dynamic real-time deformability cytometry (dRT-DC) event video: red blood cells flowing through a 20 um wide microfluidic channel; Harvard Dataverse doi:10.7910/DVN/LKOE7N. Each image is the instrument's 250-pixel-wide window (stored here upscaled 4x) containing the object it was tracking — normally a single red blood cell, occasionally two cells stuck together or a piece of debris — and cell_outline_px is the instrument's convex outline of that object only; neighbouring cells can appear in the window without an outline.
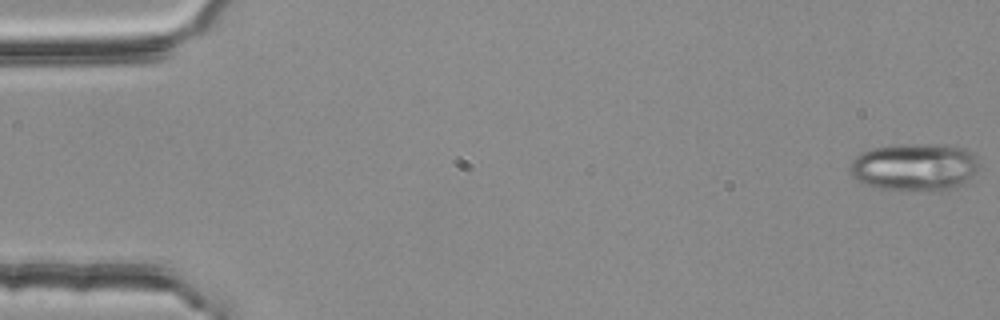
{"species": "common noctule bat (a hibernating species)", "species_latin": "Nyctalus noctula", "temperature_condition": "room temperature", "stored_images_in_passage": 55, "camera_frame_rate_fps": 3000, "um_per_image_px": 0.085, "animal": {"sex": "female", "body_mass_g": 25.1}, "frame": {"image": 1, "passage_image": 1, "time_ms": 0.0, "image_size_px": [1000, 320], "cell_outline_px": [[980, 168], [964, 184], [940, 192], [876, 188], [864, 184], [856, 180], [852, 176], [848, 164], [860, 152], [872, 148], [892, 144], [952, 144], [968, 148], [976, 156], [980, 164]], "centroid_in_image_um": [77.78, 14.18], "position_along_channel_um": 7.2, "area_um2": 36.99}}
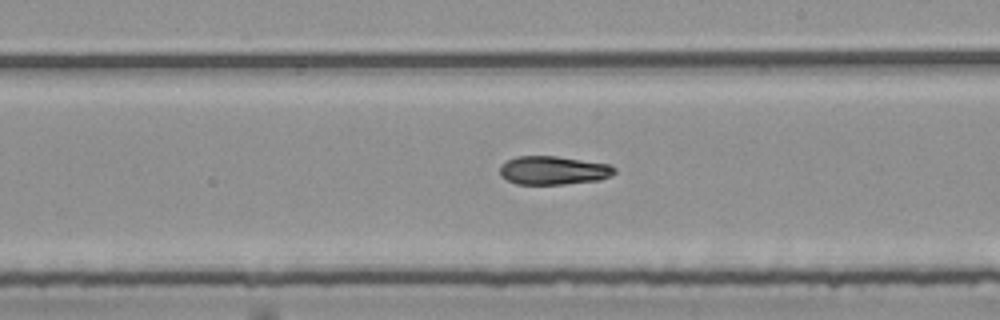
{"frame": {"image": 2, "passage_image": 32, "time_ms": 10.333, "image_size_px": [1000, 320], "cell_outline_px": [[616, 172], [612, 176], [600, 180], [564, 184], [516, 184], [500, 176], [500, 164], [516, 156], [556, 156], [608, 164], [616, 168]], "centroid_in_image_um": [47.04, 14.48], "position_along_channel_um": 242.0, "area_um2": 19.13}}
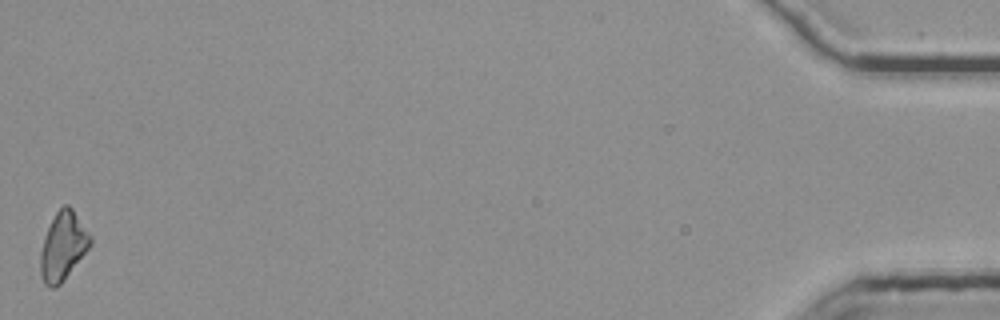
{"frame": {"image": 3, "passage_image": 55, "time_ms": 18.0, "image_size_px": [1000, 320], "cell_outline_px": [[92, 244], [60, 284], [56, 288], [52, 288], [44, 284], [40, 276], [40, 252], [44, 236], [56, 212], [64, 204], [68, 204], [72, 208], [92, 236]], "centroid_in_image_um": [5.35, 20.93], "position_along_channel_um": 429.9, "area_um2": 19.83}, "authors_computed_cell_mechanics": {"area_um2": 19.8254, "velocity_mm_per_s": 3.749, "shape_relaxation_time_tau1_ms": 5.6228, "shape_relaxation_time_tau2_ms": null, "deformation_change_tau1": 0.1746, "deformation_change_tau2": null}}